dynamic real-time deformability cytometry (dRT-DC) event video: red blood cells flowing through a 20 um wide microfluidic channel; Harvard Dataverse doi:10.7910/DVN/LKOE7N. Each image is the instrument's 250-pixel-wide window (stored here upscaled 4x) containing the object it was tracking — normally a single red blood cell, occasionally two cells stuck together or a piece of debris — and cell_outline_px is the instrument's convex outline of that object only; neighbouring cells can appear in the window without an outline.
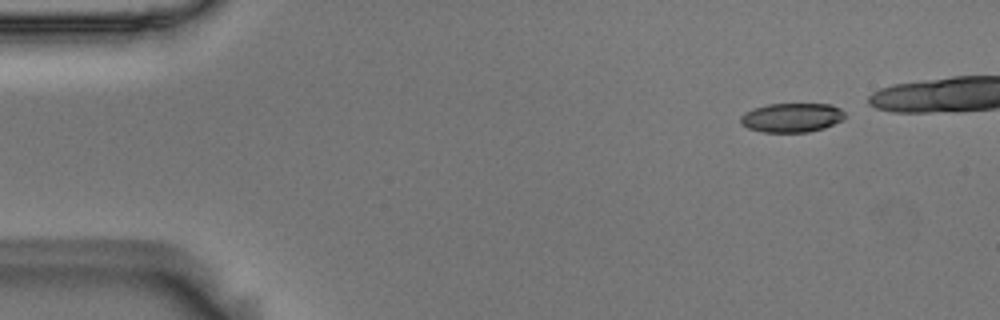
{"species": "Egyptian fruit bat (a non-hibernating species)", "species_latin": "Rousettus aegyptiacus", "temperature_condition": "room temperature", "stored_images_in_passage": 4, "camera_frame_rate_fps": 3000, "um_per_image_px": 0.085, "animal": {"sex": "male"}, "frame": {"image": 1, "passage_image": 1, "time_ms": 0.0, "image_size_px": [1000, 320], "cell_outline_px": [[844, 116], [840, 120], [824, 128], [808, 132], [764, 132], [748, 128], [740, 124], [740, 116], [744, 112], [752, 108], [768, 104], [832, 104], [840, 108], [844, 112]], "centroid_in_image_um": [67.25, 9.99], "position_along_channel_um": 17.8, "area_um2": 17.74}}